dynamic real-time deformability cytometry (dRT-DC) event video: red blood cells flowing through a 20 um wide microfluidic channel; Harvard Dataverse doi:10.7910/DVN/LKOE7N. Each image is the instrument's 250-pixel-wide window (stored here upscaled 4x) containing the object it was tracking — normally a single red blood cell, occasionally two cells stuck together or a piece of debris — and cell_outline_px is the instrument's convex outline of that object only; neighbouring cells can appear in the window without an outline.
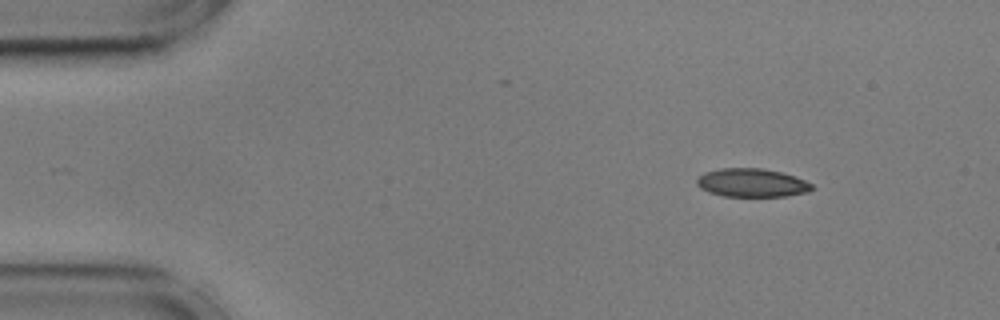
{"species": "common noctule bat (a hibernating species)", "species_latin": "Nyctalus noctula", "temperature_condition": "cold", "stored_images_in_passage": 49, "camera_frame_rate_fps": 3000, "um_per_image_px": 0.085, "animal": {"sex": "male", "body_mass_g": 17.9, "forearm_length_mm": 54.2}, "frame": {"image": 1, "passage_image": 1, "time_ms": 0.0, "image_size_px": [1000, 320], "cell_outline_px": [[812, 188], [808, 192], [784, 196], [724, 196], [708, 192], [700, 188], [696, 184], [696, 176], [704, 172], [720, 168], [764, 168], [796, 176], [812, 184]], "centroid_in_image_um": [63.86, 15.52], "position_along_channel_um": 21.1, "area_um2": 19.19}}
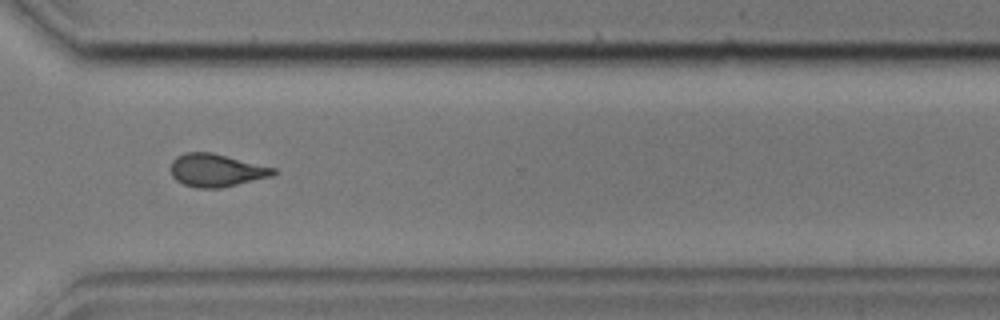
{"frame": {"image": 2, "passage_image": 35, "time_ms": 11.333, "image_size_px": [1000, 320], "cell_outline_px": [[276, 172], [272, 176], [220, 188], [196, 188], [184, 184], [176, 180], [172, 176], [172, 160], [176, 156], [184, 152], [212, 152], [276, 168]], "centroid_in_image_um": [18.38, 14.47], "position_along_channel_um": 352.2, "area_um2": 19.59}}
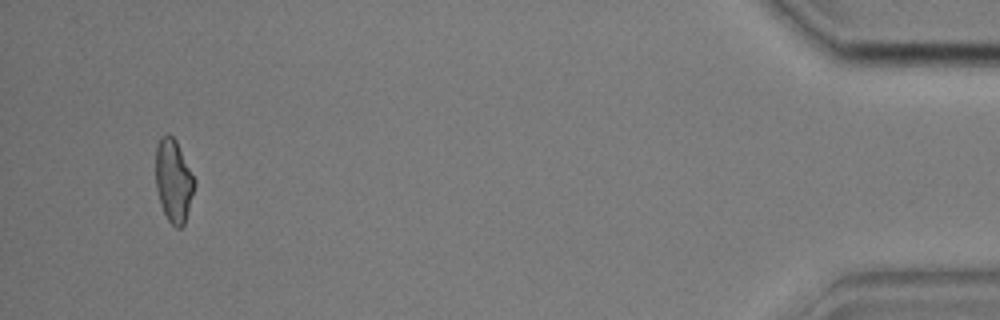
{"frame": {"image": 3, "passage_image": 47, "time_ms": 15.333, "image_size_px": [1000, 320], "cell_outline_px": [[196, 184], [184, 224], [180, 228], [176, 228], [168, 220], [164, 212], [156, 188], [156, 144], [160, 136], [168, 132], [176, 140], [196, 180]], "centroid_in_image_um": [14.76, 15.32], "position_along_channel_um": 420.4, "area_um2": 18.79}, "authors_computed_cell_mechanics": {"area_um2": 19.4786, "velocity_mm_per_s": 3.5995, "shape_relaxation_time_tau1_ms": 8.3605, "shape_relaxation_time_tau2_ms": 2.5332, "deformation_change_tau1": 0.2041, "deformation_change_tau2": 0.1062}}